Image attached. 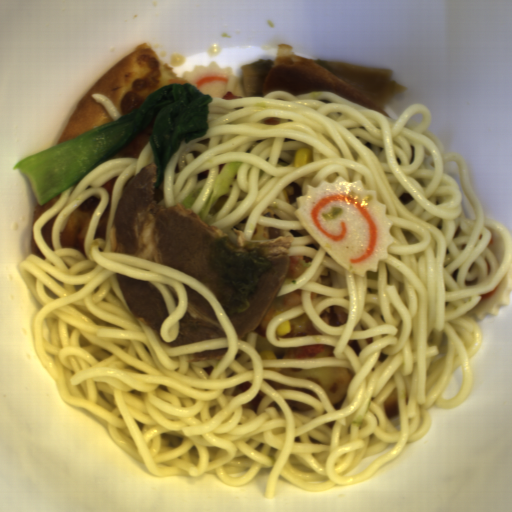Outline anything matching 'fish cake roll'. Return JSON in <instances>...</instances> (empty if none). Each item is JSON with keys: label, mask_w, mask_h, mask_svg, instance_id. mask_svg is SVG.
I'll use <instances>...</instances> for the list:
<instances>
[{"label": "fish cake roll", "mask_w": 512, "mask_h": 512, "mask_svg": "<svg viewBox=\"0 0 512 512\" xmlns=\"http://www.w3.org/2000/svg\"><path fill=\"white\" fill-rule=\"evenodd\" d=\"M512 266L510 265L505 277L498 286L487 294H480L481 300L468 313L479 323L486 320V316H500L501 308L512 303Z\"/></svg>", "instance_id": "fish-cake-roll-3"}, {"label": "fish cake roll", "mask_w": 512, "mask_h": 512, "mask_svg": "<svg viewBox=\"0 0 512 512\" xmlns=\"http://www.w3.org/2000/svg\"><path fill=\"white\" fill-rule=\"evenodd\" d=\"M189 84H193L203 94L224 98L227 93H232L238 83V78L233 75L232 66L220 67L215 60L208 66L197 64L192 71L185 70L181 77Z\"/></svg>", "instance_id": "fish-cake-roll-2"}, {"label": "fish cake roll", "mask_w": 512, "mask_h": 512, "mask_svg": "<svg viewBox=\"0 0 512 512\" xmlns=\"http://www.w3.org/2000/svg\"><path fill=\"white\" fill-rule=\"evenodd\" d=\"M294 216L327 252L350 274L378 273L395 241L386 203L363 181L337 176L331 182L307 183L306 195L297 196Z\"/></svg>", "instance_id": "fish-cake-roll-1"}]
</instances>
